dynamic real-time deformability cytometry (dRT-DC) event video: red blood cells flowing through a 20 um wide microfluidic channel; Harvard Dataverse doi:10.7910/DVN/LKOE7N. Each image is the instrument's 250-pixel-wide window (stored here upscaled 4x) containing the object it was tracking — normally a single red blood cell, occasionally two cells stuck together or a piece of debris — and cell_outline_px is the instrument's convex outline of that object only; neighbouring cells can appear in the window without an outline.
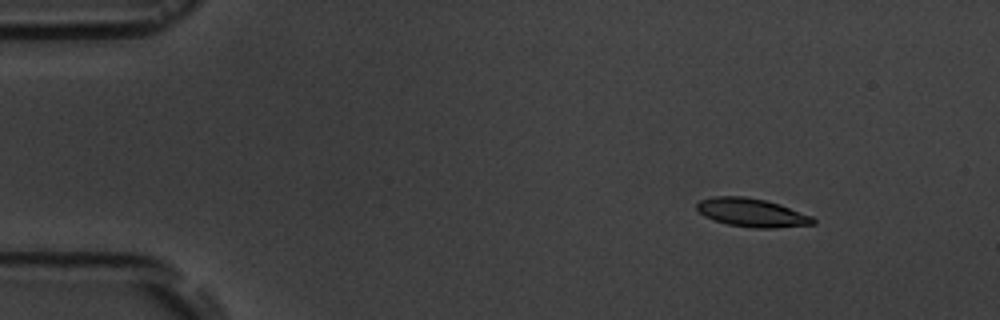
{"species": "common noctule bat (a hibernating species)", "species_latin": "Nyctalus noctula", "temperature_condition": "room temperature", "stored_images_in_passage": 5, "segment_of_instrument_passage": [1, 2], "camera_frame_rate_fps": 3000, "um_per_image_px": 0.085, "animal": {"sex": "male", "body_mass_g": 19.5, "forearm_length_mm": 54.6}, "frame": {"image": 1, "passage_image": 1, "time_ms": 0.0, "image_size_px": [1000, 320], "cell_outline_px": [[816, 224], [776, 228], [752, 228], [728, 224], [704, 216], [696, 208], [696, 204], [700, 200], [712, 196], [744, 196], [764, 200], [780, 204], [812, 216], [816, 220]], "centroid_in_image_um": [63.92, 18.07], "position_along_channel_um": 21.1, "area_um2": 19.31}}